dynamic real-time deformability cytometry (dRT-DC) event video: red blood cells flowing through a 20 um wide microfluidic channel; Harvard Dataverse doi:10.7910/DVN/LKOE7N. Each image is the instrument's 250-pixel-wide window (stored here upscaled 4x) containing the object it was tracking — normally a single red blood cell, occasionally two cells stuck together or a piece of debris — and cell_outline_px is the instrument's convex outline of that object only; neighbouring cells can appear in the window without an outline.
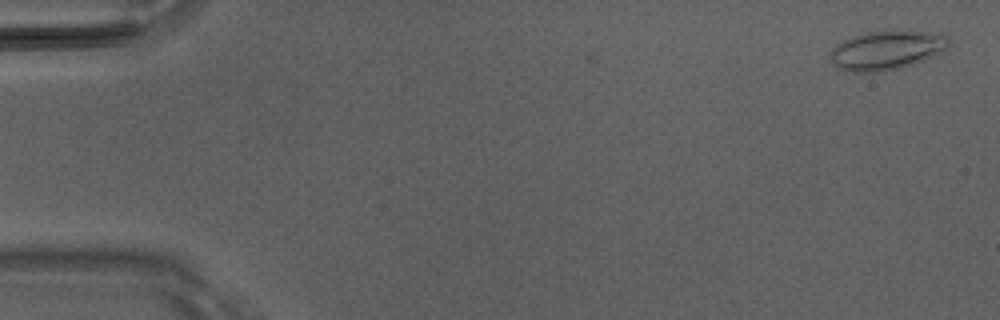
{"species": "Egyptian fruit bat (a non-hibernating species)", "species_latin": "Rousettus aegyptiacus", "temperature_condition": "room temperature", "stored_images_in_passage": 3, "camera_frame_rate_fps": 3000, "um_per_image_px": 0.085, "animal": {"sex": "male"}, "frame": {"image": 1, "passage_image": 1, "time_ms": 0.0, "image_size_px": [1000, 320], "cell_outline_px": [[948, 48], [924, 60], [900, 68], [876, 72], [852, 72], [836, 68], [832, 64], [828, 56], [832, 48], [844, 40], [852, 36], [864, 32], [924, 32], [948, 36]], "centroid_in_image_um": [75.28, 4.3], "position_along_channel_um": 9.7, "area_um2": 26.59}}